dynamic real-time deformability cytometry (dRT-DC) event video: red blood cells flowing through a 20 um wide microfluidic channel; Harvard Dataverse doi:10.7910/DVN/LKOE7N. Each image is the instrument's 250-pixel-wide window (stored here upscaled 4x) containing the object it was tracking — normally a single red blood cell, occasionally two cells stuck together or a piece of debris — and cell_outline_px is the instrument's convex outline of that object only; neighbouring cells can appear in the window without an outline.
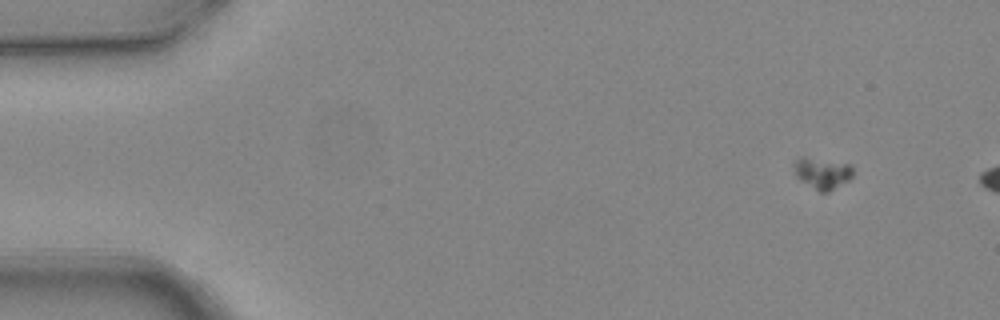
{"species": "common noctule bat (a hibernating species)", "species_latin": "Nyctalus noctula", "temperature_condition": "warm", "stored_images_in_passage": 4, "camera_frame_rate_fps": 3000, "um_per_image_px": 0.085, "animal": {"sex": "female", "body_mass_g": 24.6, "forearm_length_mm": 56.2}, "frame": {"image": 1, "passage_image": 2, "time_ms": 0.333, "image_size_px": [1000, 320], "cell_outline_px": [[852, 176], [848, 180], [828, 192], [820, 192], [800, 180], [796, 176], [796, 160], [804, 156], [852, 164]], "centroid_in_image_um": [69.93, 14.71], "position_along_channel_um": 15.1, "area_um2": 10.52}}